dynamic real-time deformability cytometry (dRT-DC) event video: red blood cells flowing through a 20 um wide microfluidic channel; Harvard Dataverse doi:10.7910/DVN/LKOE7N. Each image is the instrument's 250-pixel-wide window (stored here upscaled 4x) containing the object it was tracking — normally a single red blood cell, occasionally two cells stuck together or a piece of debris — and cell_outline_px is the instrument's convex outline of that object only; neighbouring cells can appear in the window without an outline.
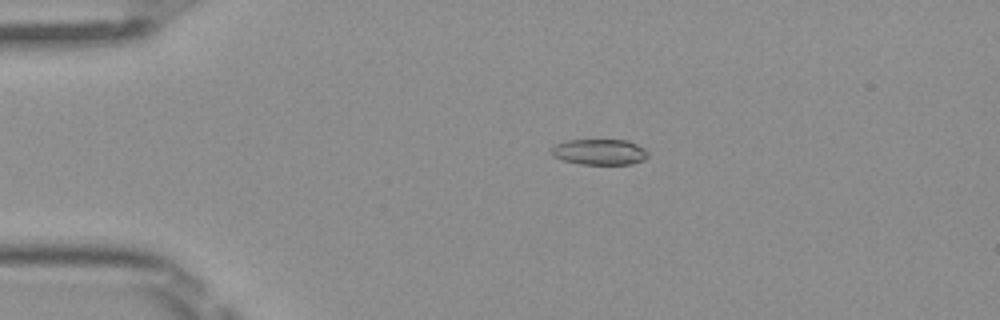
{"species": "Egyptian fruit bat (a non-hibernating species)", "species_latin": "Rousettus aegyptiacus", "temperature_condition": "room temperature", "stored_images_in_passage": 29, "camera_frame_rate_fps": 3000, "um_per_image_px": 0.085, "frame": {"image": 1, "passage_image": 8, "time_ms": 2.333, "image_size_px": [1000, 320], "cell_outline_px": [[648, 156], [644, 160], [632, 164], [580, 164], [564, 160], [552, 156], [552, 148], [556, 144], [568, 140], [628, 140], [644, 148], [648, 152]], "centroid_in_image_um": [50.99, 12.92], "position_along_channel_um": 34.0, "area_um2": 14.45}}
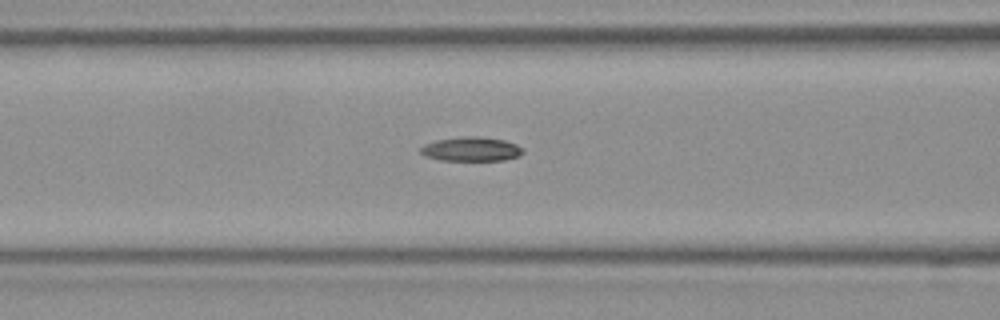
{"frame": {"image": 2, "passage_image": 18, "time_ms": 5.667, "image_size_px": [1000, 320], "cell_outline_px": [[524, 152], [520, 156], [504, 160], [440, 160], [424, 156], [420, 152], [420, 148], [424, 144], [436, 140], [464, 136], [480, 136], [504, 140], [516, 144], [524, 148]], "centroid_in_image_um": [40.07, 12.67], "position_along_channel_um": 126.5, "area_um2": 14.57}}
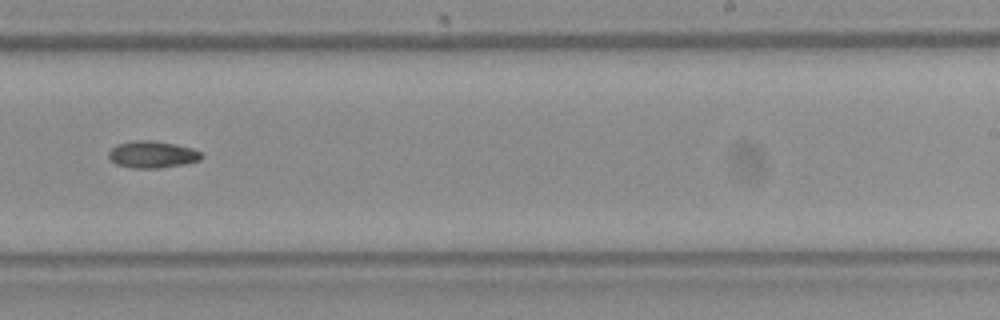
{"frame": {"image": 3, "passage_image": 29, "time_ms": 9.333, "image_size_px": [1000, 320], "cell_outline_px": [[204, 156], [200, 160], [184, 164], [160, 168], [132, 168], [116, 164], [108, 156], [108, 152], [116, 144], [132, 140], [152, 140], [176, 144], [192, 148], [200, 152]], "centroid_in_image_um": [12.94, 13.12], "position_along_channel_um": 276.1, "area_um2": 14.68}}